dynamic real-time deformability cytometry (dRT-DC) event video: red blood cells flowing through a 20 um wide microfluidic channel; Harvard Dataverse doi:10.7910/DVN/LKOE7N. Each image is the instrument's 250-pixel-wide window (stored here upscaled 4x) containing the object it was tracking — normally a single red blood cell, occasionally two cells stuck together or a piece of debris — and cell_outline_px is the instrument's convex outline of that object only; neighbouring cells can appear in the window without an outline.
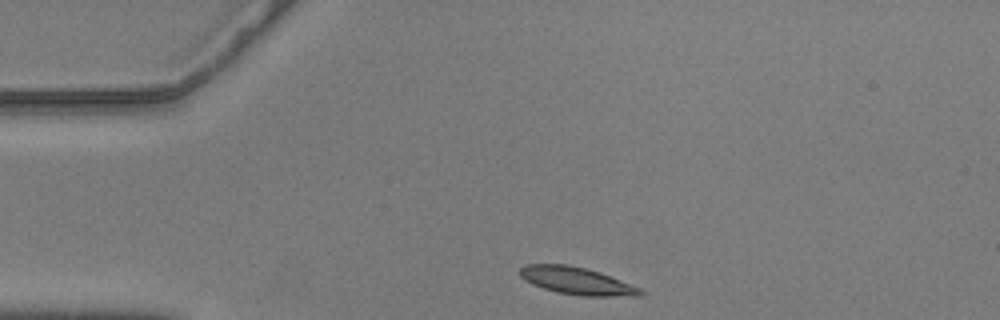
{"species": "common noctule bat (a hibernating species)", "species_latin": "Nyctalus noctula", "temperature_condition": "warm", "stored_images_in_passage": 46, "camera_frame_rate_fps": 3000, "um_per_image_px": 0.085, "animal": {"sex": "male", "body_mass_g": 20.5, "forearm_length_mm": 52.5}, "frame": {"image": 1, "passage_image": 1, "time_ms": 0.0, "image_size_px": [1000, 320], "cell_outline_px": [[644, 296], [580, 296], [556, 292], [532, 284], [524, 280], [520, 276], [520, 268], [524, 264], [568, 264], [600, 272], [640, 288], [644, 292]], "centroid_in_image_um": [49.02, 23.88], "position_along_channel_um": 36.0, "area_um2": 19.25}}
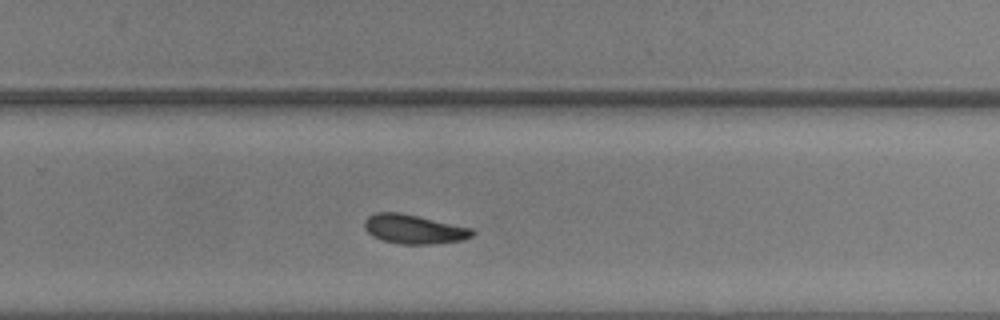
{"frame": {"image": 2, "passage_image": 26, "time_ms": 8.333, "image_size_px": [1000, 320], "cell_outline_px": [[476, 232], [472, 236], [460, 240], [432, 244], [400, 244], [380, 240], [372, 236], [364, 228], [364, 220], [368, 216], [376, 212], [400, 212], [472, 228]], "centroid_in_image_um": [35.14, 19.48], "position_along_channel_um": 294.7, "area_um2": 18.38}}
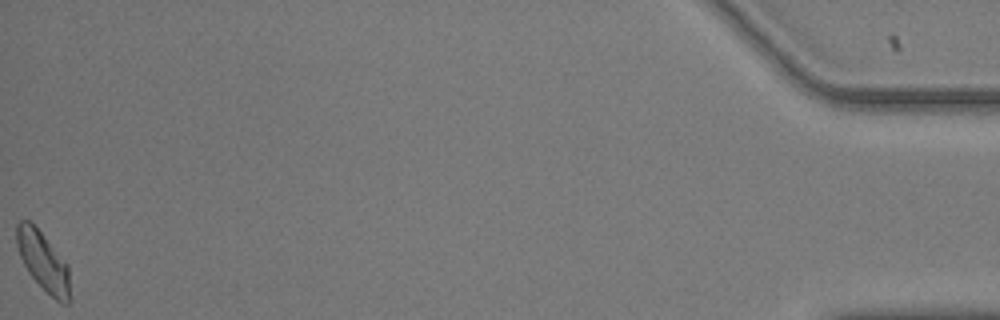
{"frame": {"image": 3, "passage_image": 46, "time_ms": 15.0, "image_size_px": [1000, 320], "cell_outline_px": [[68, 304], [60, 304], [28, 272], [20, 256], [16, 244], [16, 224], [20, 220], [28, 220], [40, 232], [68, 264]], "centroid_in_image_um": [3.64, 22.19], "position_along_channel_um": 431.6, "area_um2": 17.74}, "authors_computed_cell_mechanics": {"area_um2": 18.4671, "velocity_mm_per_s": 3.5441, "shape_relaxation_time_tau1_ms": 4.0841, "shape_relaxation_time_tau2_ms": null, "deformation_change_tau1": 0.1208, "deformation_change_tau2": null}}